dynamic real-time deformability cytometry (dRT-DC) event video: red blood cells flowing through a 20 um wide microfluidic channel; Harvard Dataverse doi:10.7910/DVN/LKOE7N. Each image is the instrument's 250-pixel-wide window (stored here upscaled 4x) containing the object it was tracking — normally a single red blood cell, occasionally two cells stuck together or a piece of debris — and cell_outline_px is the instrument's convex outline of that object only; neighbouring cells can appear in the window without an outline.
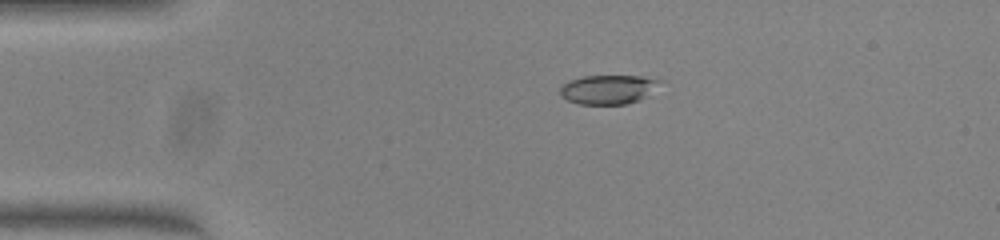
{"species": "common noctule bat (a hibernating species)", "species_latin": "Nyctalus noctula", "temperature_condition": "warm", "stored_images_in_passage": 41, "camera_frame_rate_fps": 3000, "um_per_image_px": 0.085, "animal": {"sex": "female", "body_mass_g": 23.0, "forearm_length_mm": 53.4}, "frame": {"image": 1, "passage_image": 1, "time_ms": 0.0, "image_size_px": [1000, 240], "cell_outline_px": [[664, 80], [640, 100], [628, 104], [580, 104], [568, 100], [560, 96], [560, 88], [568, 80], [584, 76], [640, 76]], "centroid_in_image_um": [51.68, 7.6], "position_along_channel_um": 33.3, "area_um2": 16.88}}
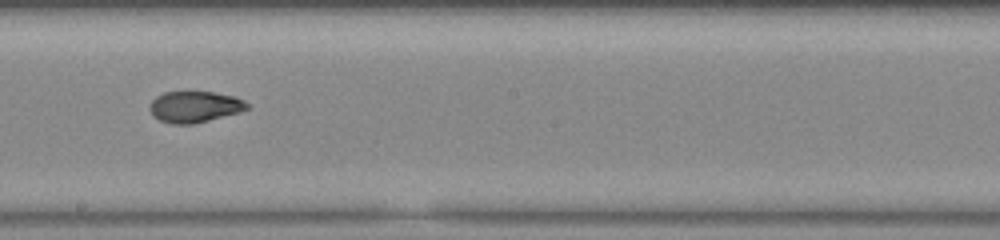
{"frame": {"image": 2, "passage_image": 19, "time_ms": 6.0, "image_size_px": [1000, 240], "cell_outline_px": [[248, 108], [236, 112], [192, 124], [172, 124], [160, 120], [152, 116], [148, 108], [152, 100], [156, 96], [164, 92], [212, 92], [236, 96], [244, 100], [248, 104]], "centroid_in_image_um": [16.49, 9.06], "position_along_channel_um": 231.7, "area_um2": 17.51}}
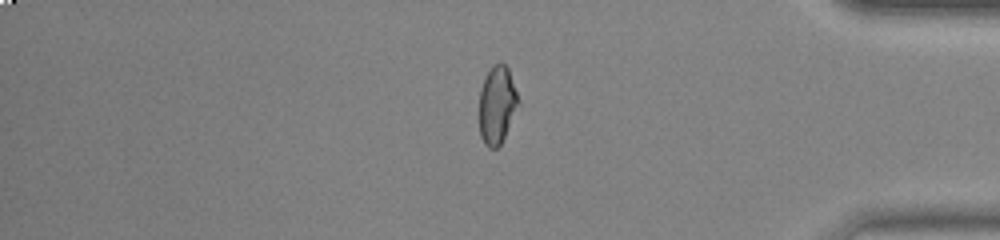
{"frame": {"image": 3, "passage_image": 33, "time_ms": 10.667, "image_size_px": [1000, 240], "cell_outline_px": [[520, 104], [500, 144], [496, 148], [488, 148], [484, 144], [480, 136], [480, 88], [484, 76], [492, 64], [500, 60], [508, 68], [520, 100]], "centroid_in_image_um": [42.25, 8.86], "position_along_channel_um": 392.9, "area_um2": 17.98}, "authors_computed_cell_mechanics": {"area_um2": 18.207, "velocity_mm_per_s": 4.0565, "shape_relaxation_time_tau1_ms": null, "shape_relaxation_time_tau2_ms": 1.371, "deformation_change_tau1": null, "deformation_change_tau2": 0.0555}}